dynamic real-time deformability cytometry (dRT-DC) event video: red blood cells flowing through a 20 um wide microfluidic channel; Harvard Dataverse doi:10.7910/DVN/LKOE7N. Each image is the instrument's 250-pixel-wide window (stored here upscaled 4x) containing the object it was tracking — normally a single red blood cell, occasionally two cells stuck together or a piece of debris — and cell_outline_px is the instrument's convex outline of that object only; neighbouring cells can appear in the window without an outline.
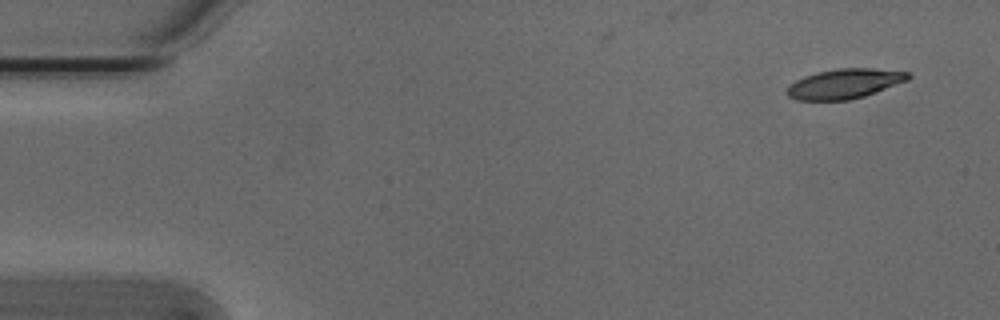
{"species": "Egyptian fruit bat (a non-hibernating species)", "species_latin": "Rousettus aegyptiacus", "temperature_condition": "cold", "stored_images_in_passage": 5, "segment_of_instrument_passage": [1, 2], "camera_frame_rate_fps": 3000, "um_per_image_px": 0.085, "animal": {"sex": "male"}, "frame": {"image": 1, "passage_image": 1, "time_ms": 0.0, "image_size_px": [1000, 320], "cell_outline_px": [[912, 76], [908, 80], [876, 92], [864, 96], [848, 100], [796, 100], [788, 96], [788, 84], [804, 76], [816, 72], [836, 68], [872, 68], [912, 72]], "centroid_in_image_um": [71.81, 7.1], "position_along_channel_um": 13.2, "area_um2": 21.15}}
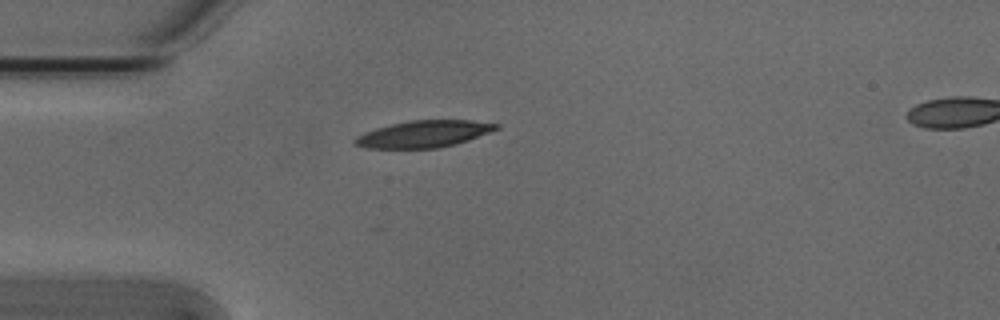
{"frame": {"image": 2, "passage_image": 4, "time_ms": 1.0, "image_size_px": [1000, 320], "cell_outline_px": [[500, 128], [468, 140], [456, 144], [436, 148], [368, 148], [352, 144], [352, 140], [356, 136], [364, 132], [376, 128], [408, 120], [472, 120], [500, 124]], "centroid_in_image_um": [36.0, 11.38], "position_along_channel_um": 49.0, "area_um2": 22.14}}